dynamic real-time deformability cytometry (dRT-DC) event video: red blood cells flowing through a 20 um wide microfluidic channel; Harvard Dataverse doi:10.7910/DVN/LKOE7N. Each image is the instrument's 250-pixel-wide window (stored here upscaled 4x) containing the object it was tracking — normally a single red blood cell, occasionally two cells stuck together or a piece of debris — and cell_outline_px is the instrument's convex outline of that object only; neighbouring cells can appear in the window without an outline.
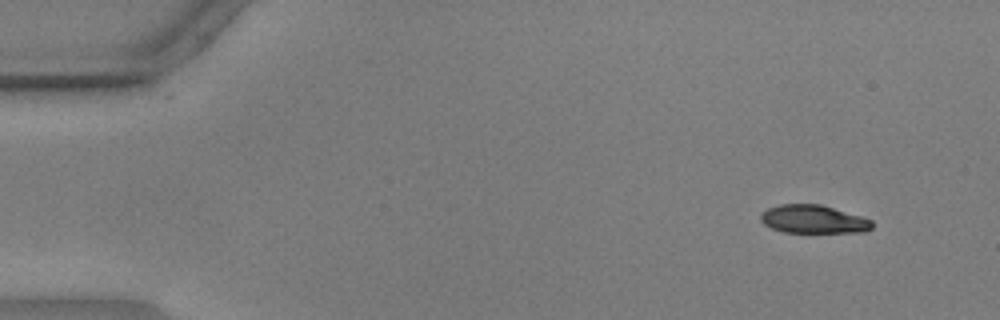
{"species": "common noctule bat (a hibernating species)", "species_latin": "Nyctalus noctula", "temperature_condition": "warm", "stored_images_in_passage": 51, "camera_frame_rate_fps": 3000, "um_per_image_px": 0.085, "animal": {"sex": "male", "body_mass_g": 17.9, "forearm_length_mm": 54.2}, "frame": {"image": 1, "passage_image": 1, "time_ms": 0.0, "image_size_px": [1000, 320], "cell_outline_px": [[872, 228], [864, 232], [784, 232], [772, 228], [764, 224], [760, 220], [760, 212], [768, 208], [780, 204], [820, 204], [860, 216], [872, 220]], "centroid_in_image_um": [69.1, 18.63], "position_along_channel_um": 15.9, "area_um2": 18.26}}
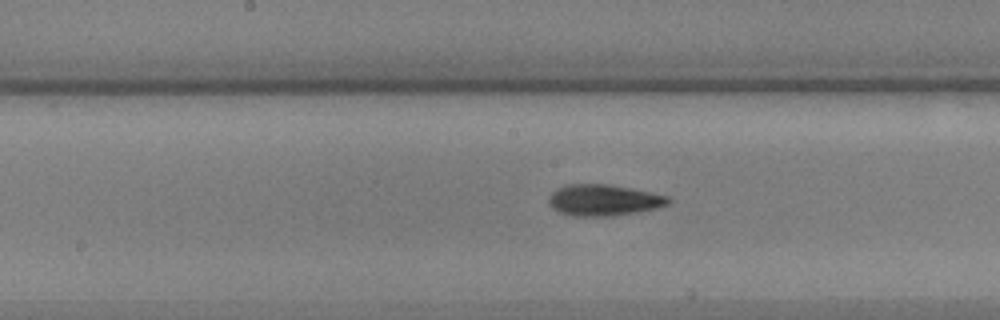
{"frame": {"image": 2, "passage_image": 25, "time_ms": 8.0, "image_size_px": [1000, 320], "cell_outline_px": [[672, 200], [668, 204], [656, 208], [636, 212], [612, 216], [572, 216], [560, 212], [552, 208], [548, 204], [548, 196], [556, 188], [568, 184], [608, 184], [668, 196]], "centroid_in_image_um": [51.26, 17.01], "position_along_channel_um": 196.9, "area_um2": 21.73}}
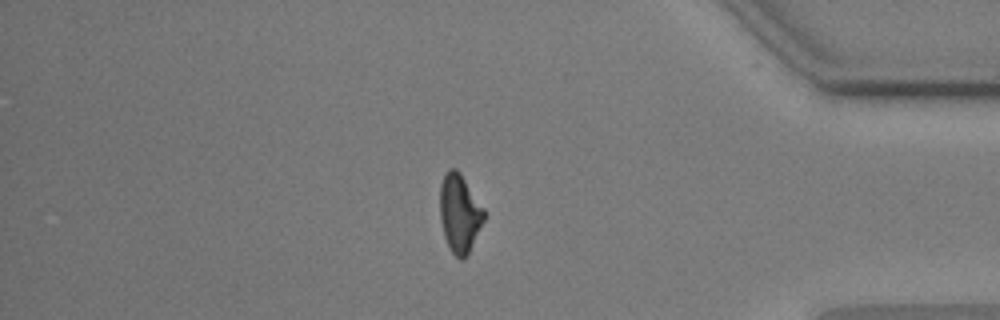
{"frame": {"image": 3, "passage_image": 44, "time_ms": 14.333, "image_size_px": [1000, 320], "cell_outline_px": [[484, 220], [468, 256], [464, 260], [460, 260], [448, 248], [444, 236], [440, 220], [440, 184], [448, 168], [456, 168], [460, 172], [484, 208]], "centroid_in_image_um": [39.06, 18.16], "position_along_channel_um": 396.1, "area_um2": 20.35}}